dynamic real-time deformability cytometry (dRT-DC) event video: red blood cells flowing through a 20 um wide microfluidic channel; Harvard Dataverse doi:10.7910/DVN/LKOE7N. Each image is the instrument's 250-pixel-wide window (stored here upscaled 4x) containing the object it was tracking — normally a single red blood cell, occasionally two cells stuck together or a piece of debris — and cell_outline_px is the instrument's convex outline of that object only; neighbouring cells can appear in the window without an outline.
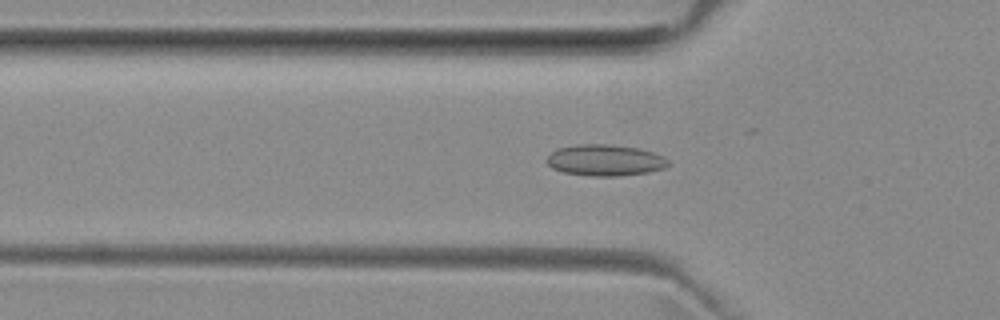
{"species": "common noctule bat (a hibernating species)", "species_latin": "Nyctalus noctula", "temperature_condition": "room temperature", "stored_images_in_passage": 51, "camera_frame_rate_fps": 3000, "um_per_image_px": 0.085, "animal": {"sex": "female", "body_mass_g": 29.2, "forearm_length_mm": 56.3}, "frame": {"image": 1, "passage_image": 16, "time_ms": 5.0, "image_size_px": [1000, 320], "cell_outline_px": [[668, 164], [664, 168], [648, 172], [620, 176], [592, 176], [564, 172], [552, 168], [544, 160], [556, 148], [576, 144], [608, 144], [636, 148], [652, 152], [664, 156], [668, 160]], "centroid_in_image_um": [51.4, 13.61], "position_along_channel_um": 74.4, "area_um2": 22.14}}
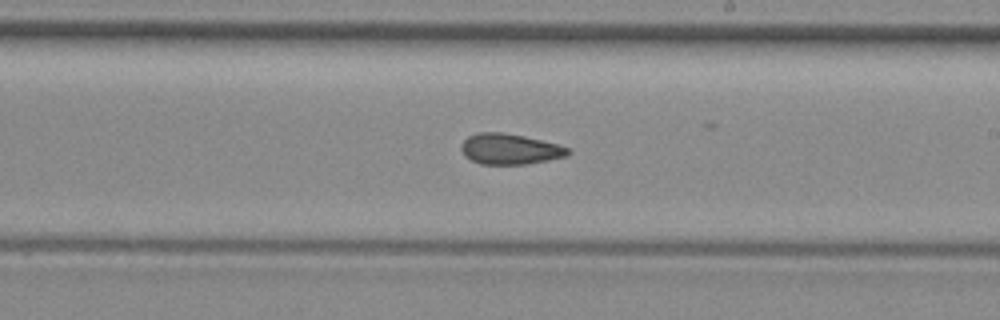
{"frame": {"image": 2, "passage_image": 29, "time_ms": 9.333, "image_size_px": [1000, 320], "cell_outline_px": [[572, 152], [568, 156], [548, 160], [524, 164], [480, 164], [464, 156], [460, 148], [460, 144], [468, 136], [476, 132], [500, 132], [524, 136], [556, 144], [568, 148]], "centroid_in_image_um": [43.3, 12.67], "position_along_channel_um": 245.7, "area_um2": 19.07}}
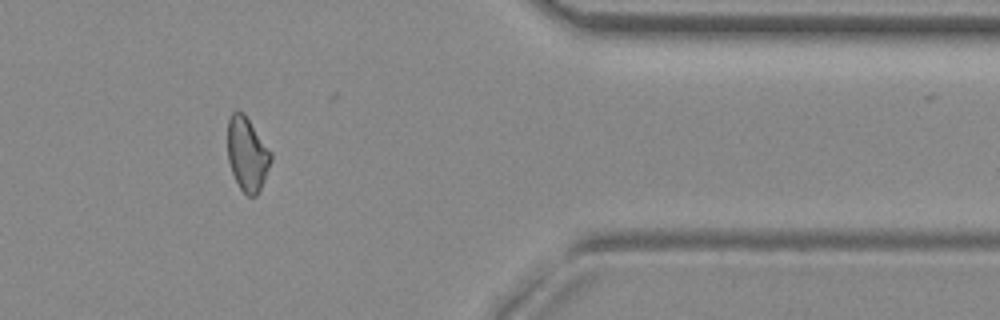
{"frame": {"image": 3, "passage_image": 42, "time_ms": 13.667, "image_size_px": [1000, 320], "cell_outline_px": [[272, 160], [264, 180], [256, 196], [248, 196], [240, 188], [232, 172], [228, 160], [228, 120], [232, 112], [236, 108], [244, 112], [272, 152]], "centroid_in_image_um": [21.02, 13.05], "position_along_channel_um": 390.4, "area_um2": 18.73}, "authors_computed_cell_mechanics": {"area_um2": 19.4208, "velocity_mm_per_s": 3.9433, "shape_relaxation_time_tau1_ms": null, "shape_relaxation_time_tau2_ms": 3.4241, "deformation_change_tau1": null, "deformation_change_tau2": 0.0889}}